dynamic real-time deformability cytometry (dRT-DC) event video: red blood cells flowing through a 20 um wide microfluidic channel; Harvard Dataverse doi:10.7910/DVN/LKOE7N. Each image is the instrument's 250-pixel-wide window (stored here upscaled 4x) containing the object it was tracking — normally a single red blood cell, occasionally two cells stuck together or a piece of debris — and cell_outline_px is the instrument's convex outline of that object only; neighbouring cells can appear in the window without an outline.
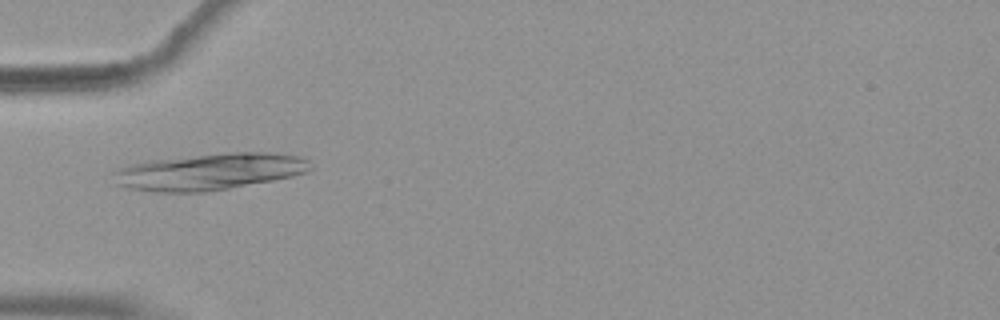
{"species": "common noctule bat (a hibernating species)", "species_latin": "Nyctalus noctula", "temperature_condition": "warm", "stored_images_in_passage": 27, "camera_frame_rate_fps": 3000, "um_per_image_px": 0.085, "animal": {"sex": "female", "body_mass_g": 19.9}, "frame": {"image": 1, "passage_image": 1, "time_ms": 0.0, "image_size_px": [1000, 320], "cell_outline_px": [[312, 168], [308, 172], [292, 176], [272, 180], [228, 188], [204, 192], [152, 192], [128, 188], [112, 184], [112, 172], [120, 168], [132, 164], [148, 160], [228, 152], [264, 152], [296, 156], [308, 160]], "centroid_in_image_um": [17.72, 14.59], "position_along_channel_um": 67.3, "area_um2": 42.08}}
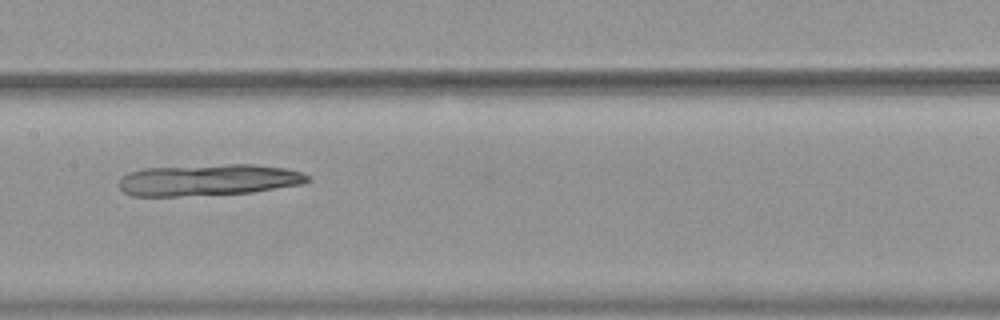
{"frame": {"image": 2, "passage_image": 11, "time_ms": 3.333, "image_size_px": [1000, 320], "cell_outline_px": [[312, 180], [304, 184], [252, 192], [176, 196], [132, 196], [124, 192], [120, 188], [120, 180], [128, 172], [144, 168], [228, 164], [252, 164], [284, 168], [300, 172], [308, 176]], "centroid_in_image_um": [17.73, 15.29], "position_along_channel_um": 189.7, "area_um2": 34.45}}
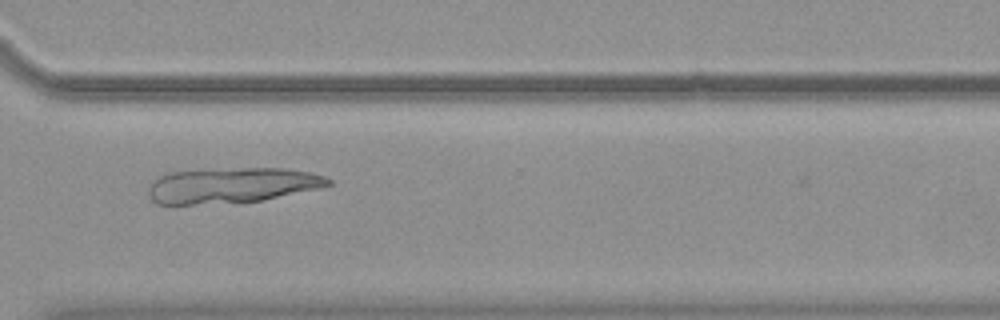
{"frame": {"image": 3, "passage_image": 24, "time_ms": 7.667, "image_size_px": [1000, 320], "cell_outline_px": [[332, 184], [320, 188], [260, 200], [172, 208], [156, 204], [152, 200], [148, 188], [156, 176], [172, 172], [200, 168], [284, 168], [308, 172], [324, 176], [332, 180]], "centroid_in_image_um": [19.56, 15.77], "position_along_channel_um": 351.0, "area_um2": 38.32}}